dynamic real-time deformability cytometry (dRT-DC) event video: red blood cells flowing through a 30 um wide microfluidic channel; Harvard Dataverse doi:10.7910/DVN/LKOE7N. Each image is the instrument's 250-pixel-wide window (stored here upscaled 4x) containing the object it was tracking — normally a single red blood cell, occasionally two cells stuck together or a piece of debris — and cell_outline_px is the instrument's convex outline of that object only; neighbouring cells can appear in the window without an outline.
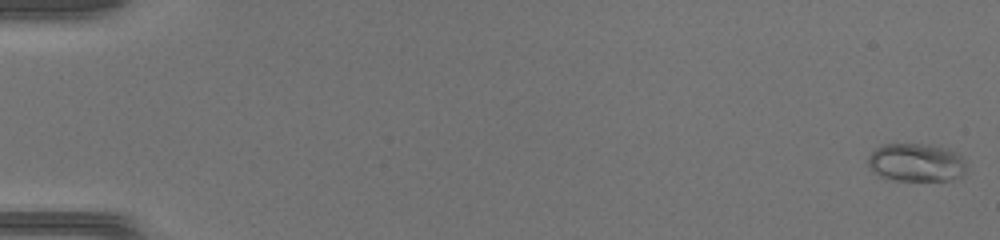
{"species": "common noctule bat (a hibernating species)", "species_latin": "Nyctalus noctula", "temperature_condition": "warm", "stored_images_in_passage": 51, "camera_frame_rate_fps": 3000, "um_per_image_px": 0.085, "animal": {"sex": "female", "body_mass_g": 17.0, "forearm_length_mm": 48.0}, "frame": {"image": 1, "passage_image": 1, "time_ms": 0.0, "image_size_px": [1000, 240], "cell_outline_px": [[964, 176], [952, 180], [892, 180], [880, 176], [872, 172], [868, 164], [868, 156], [876, 148], [884, 144], [928, 144], [944, 148], [956, 152], [964, 160]], "centroid_in_image_um": [77.86, 13.82], "position_along_channel_um": 7.1, "area_um2": 21.91}}
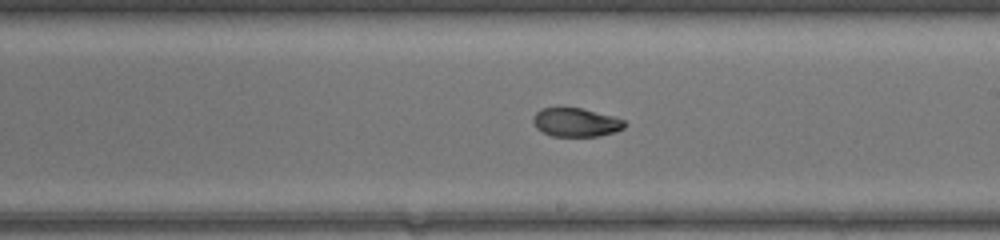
{"frame": {"image": 2, "passage_image": 31, "time_ms": 10.0, "image_size_px": [1000, 240], "cell_outline_px": [[628, 124], [624, 128], [616, 132], [600, 136], [552, 136], [536, 128], [532, 120], [532, 116], [540, 108], [580, 108], [612, 116], [624, 120]], "centroid_in_image_um": [48.96, 10.41], "position_along_channel_um": 240.0, "area_um2": 15.32}}
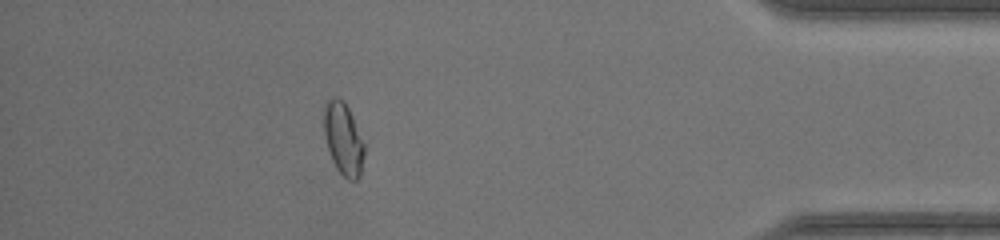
{"frame": {"image": 3, "passage_image": 46, "time_ms": 15.0, "image_size_px": [1000, 240], "cell_outline_px": [[364, 156], [360, 176], [356, 180], [348, 180], [336, 168], [332, 160], [324, 136], [324, 104], [332, 96], [336, 96], [344, 100], [352, 116], [364, 144]], "centroid_in_image_um": [29.17, 11.78], "position_along_channel_um": 406.0, "area_um2": 16.99}, "authors_computed_cell_mechanics": {"area_um2": 16.9354, "velocity_mm_per_s": 4.1619, "shape_relaxation_time_tau1_ms": null, "shape_relaxation_time_tau2_ms": 1.0222, "deformation_change_tau1": null, "deformation_change_tau2": 0.0459}}